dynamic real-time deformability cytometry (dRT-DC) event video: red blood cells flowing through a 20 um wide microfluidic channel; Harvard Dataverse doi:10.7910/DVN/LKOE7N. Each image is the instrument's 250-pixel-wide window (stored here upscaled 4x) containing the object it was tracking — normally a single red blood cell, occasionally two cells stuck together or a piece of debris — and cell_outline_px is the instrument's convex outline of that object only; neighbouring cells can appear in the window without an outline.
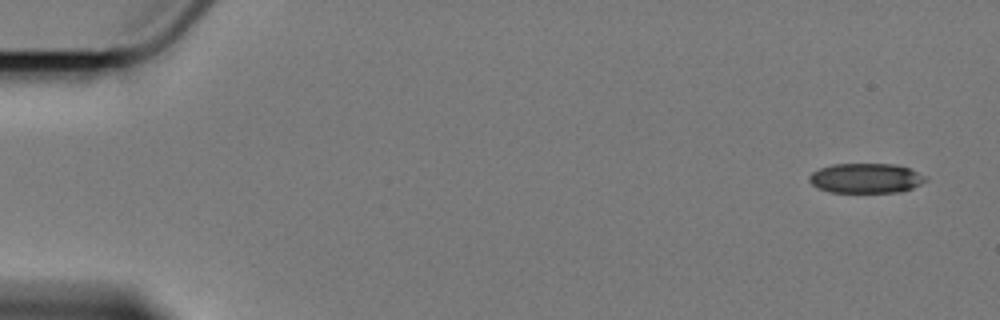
{"species": "Egyptian fruit bat (a non-hibernating species)", "species_latin": "Rousettus aegyptiacus", "temperature_condition": "cold", "stored_images_in_passage": 5, "camera_frame_rate_fps": 3000, "um_per_image_px": 0.085, "animal": {"sex": "female"}, "frame": {"image": 1, "passage_image": 1, "time_ms": 0.0, "image_size_px": [1000, 320], "cell_outline_px": [[928, 180], [912, 188], [900, 192], [828, 192], [816, 188], [808, 180], [808, 176], [812, 172], [820, 168], [832, 164], [896, 164], [908, 168], [928, 176]], "centroid_in_image_um": [73.59, 15.15], "position_along_channel_um": 11.4, "area_um2": 20.4}}
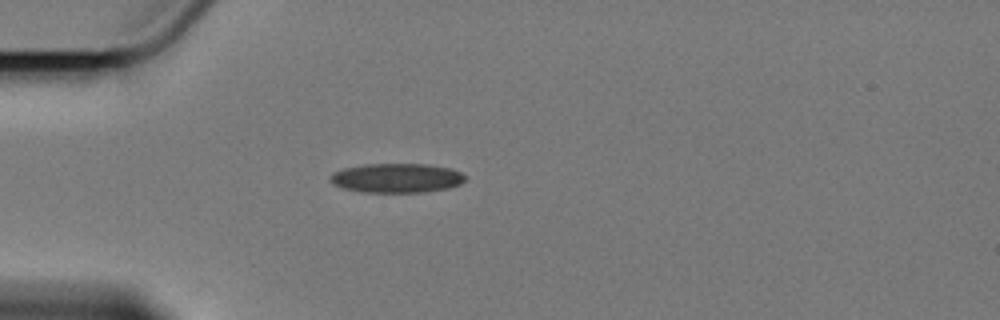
{"frame": {"image": 2, "passage_image": 5, "time_ms": 4.667, "image_size_px": [1000, 320], "cell_outline_px": [[468, 176], [460, 184], [448, 188], [424, 192], [360, 192], [340, 188], [332, 184], [328, 180], [328, 176], [332, 172], [344, 168], [364, 164], [428, 164], [452, 168]], "centroid_in_image_um": [33.67, 15.13], "position_along_channel_um": 51.3, "area_um2": 23.47}}